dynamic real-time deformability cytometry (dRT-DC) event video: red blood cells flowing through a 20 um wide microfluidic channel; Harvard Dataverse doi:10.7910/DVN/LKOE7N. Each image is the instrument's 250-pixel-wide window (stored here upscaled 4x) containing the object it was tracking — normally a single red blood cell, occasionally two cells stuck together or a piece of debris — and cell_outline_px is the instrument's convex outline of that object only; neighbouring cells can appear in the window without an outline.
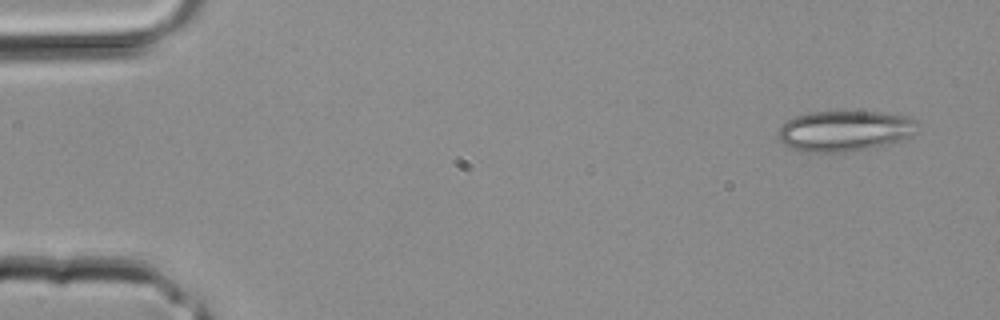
{"species": "common noctule bat (a hibernating species)", "species_latin": "Nyctalus noctula", "temperature_condition": "room temperature", "stored_images_in_passage": 4, "camera_frame_rate_fps": 3000, "um_per_image_px": 0.085, "animal": {"sex": "male", "body_mass_g": 20.4}, "frame": {"image": 1, "passage_image": 4, "time_ms": 1.0, "image_size_px": [1000, 320], "cell_outline_px": [[920, 124], [916, 132], [900, 140], [868, 148], [844, 152], [804, 152], [784, 144], [776, 136], [780, 128], [788, 120], [796, 116], [808, 112], [884, 112], [908, 116], [916, 120]], "centroid_in_image_um": [71.81, 11.11], "position_along_channel_um": 13.2, "area_um2": 32.83}}